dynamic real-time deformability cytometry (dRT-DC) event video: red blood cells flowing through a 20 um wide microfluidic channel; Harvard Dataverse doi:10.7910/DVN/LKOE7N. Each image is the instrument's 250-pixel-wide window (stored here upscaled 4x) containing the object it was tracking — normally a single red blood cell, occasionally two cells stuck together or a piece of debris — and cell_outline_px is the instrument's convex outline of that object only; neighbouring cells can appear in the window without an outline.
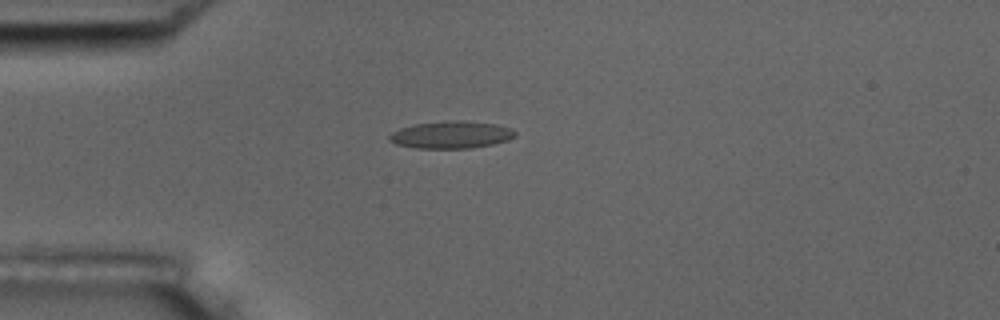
{"species": "common noctule bat (a hibernating species)", "species_latin": "Nyctalus noctula", "temperature_condition": "room temperature", "stored_images_in_passage": 8, "camera_frame_rate_fps": 3000, "um_per_image_px": 0.085, "animal": {"sex": "male", "body_mass_g": 17.5, "forearm_length_mm": 52.3}, "frame": {"image": 1, "passage_image": 5, "time_ms": 4.667, "image_size_px": [1000, 320], "cell_outline_px": [[516, 136], [508, 140], [492, 144], [468, 148], [416, 148], [396, 144], [388, 140], [388, 136], [392, 132], [400, 128], [416, 124], [448, 120], [464, 120], [496, 124], [512, 128], [516, 132]], "centroid_in_image_um": [38.36, 11.44], "position_along_channel_um": 46.6, "area_um2": 20.06}}